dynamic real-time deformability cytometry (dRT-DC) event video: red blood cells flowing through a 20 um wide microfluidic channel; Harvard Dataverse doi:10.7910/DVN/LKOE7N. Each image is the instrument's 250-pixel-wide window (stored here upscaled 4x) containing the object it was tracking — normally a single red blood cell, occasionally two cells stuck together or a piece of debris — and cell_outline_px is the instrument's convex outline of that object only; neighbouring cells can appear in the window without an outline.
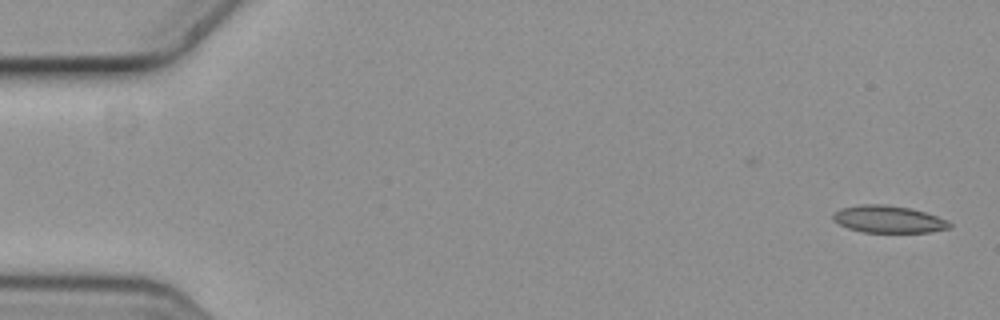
{"species": "common noctule bat (a hibernating species)", "species_latin": "Nyctalus noctula", "temperature_condition": "cold", "stored_images_in_passage": 9, "camera_frame_rate_fps": 3000, "um_per_image_px": 0.085, "animal": {"sex": "female", "body_mass_g": 19.3, "forearm_length_mm": 54.1}, "frame": {"image": 1, "passage_image": 1, "time_ms": 0.0, "image_size_px": [1000, 320], "cell_outline_px": [[952, 228], [932, 232], [864, 232], [848, 228], [832, 220], [832, 212], [840, 208], [860, 204], [884, 204], [912, 208], [948, 220], [952, 224]], "centroid_in_image_um": [75.51, 18.63], "position_along_channel_um": 9.5, "area_um2": 18.67}}
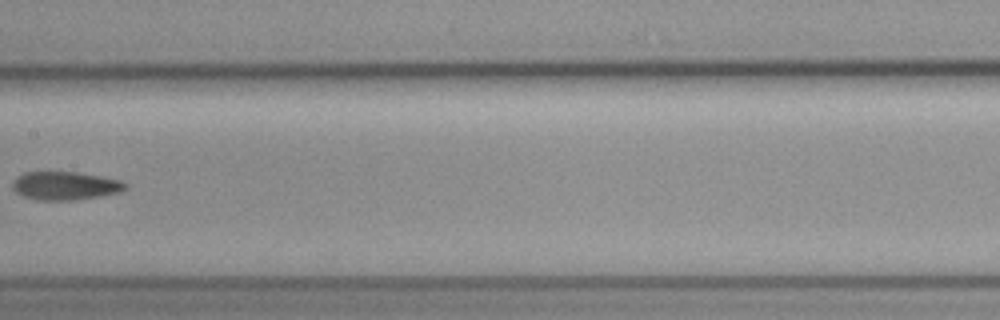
{"frame": {"image": 2, "passage_image": 8, "time_ms": 2.333, "image_size_px": [1000, 320], "cell_outline_px": [[128, 188], [120, 192], [72, 200], [36, 200], [24, 196], [16, 192], [12, 188], [12, 180], [24, 172], [76, 172], [100, 176], [120, 180], [128, 184]], "centroid_in_image_um": [5.52, 15.78], "position_along_channel_um": 201.9, "area_um2": 18.55}}
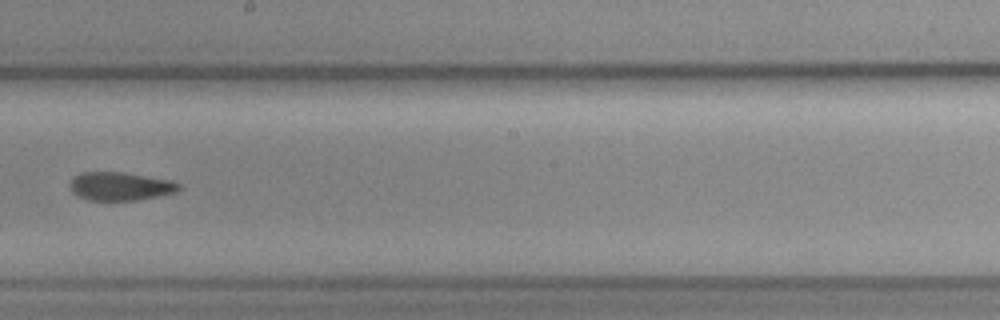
{"frame": {"image": 3, "passage_image": 9, "time_ms": 2.667, "image_size_px": [1000, 320], "cell_outline_px": [[184, 188], [176, 192], [140, 200], [88, 200], [72, 192], [72, 176], [80, 172], [124, 172], [172, 180], [180, 184]], "centroid_in_image_um": [10.28, 15.82], "position_along_channel_um": 237.9, "area_um2": 18.09}}